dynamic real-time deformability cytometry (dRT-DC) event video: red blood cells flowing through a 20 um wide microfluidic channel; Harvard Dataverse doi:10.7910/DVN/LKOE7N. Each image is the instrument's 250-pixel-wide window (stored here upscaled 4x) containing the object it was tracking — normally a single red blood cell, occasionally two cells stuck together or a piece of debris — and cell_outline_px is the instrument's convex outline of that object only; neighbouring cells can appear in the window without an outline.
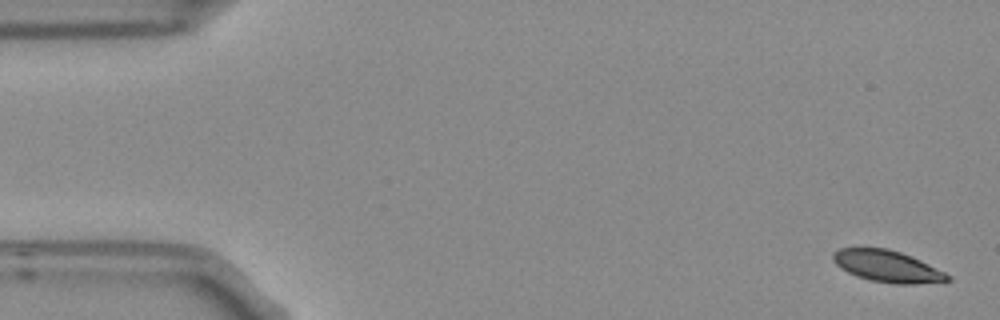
{"species": "Egyptian fruit bat (a non-hibernating species)", "species_latin": "Rousettus aegyptiacus", "temperature_condition": "room temperature", "stored_images_in_passage": 5, "camera_frame_rate_fps": 3000, "um_per_image_px": 0.085, "frame": {"image": 1, "passage_image": 1, "time_ms": 0.0, "image_size_px": [1000, 320], "cell_outline_px": [[952, 280], [916, 284], [892, 284], [872, 280], [856, 276], [840, 268], [832, 260], [832, 252], [840, 248], [888, 248], [912, 256], [952, 276]], "centroid_in_image_um": [75.41, 22.63], "position_along_channel_um": 9.6, "area_um2": 21.15}}
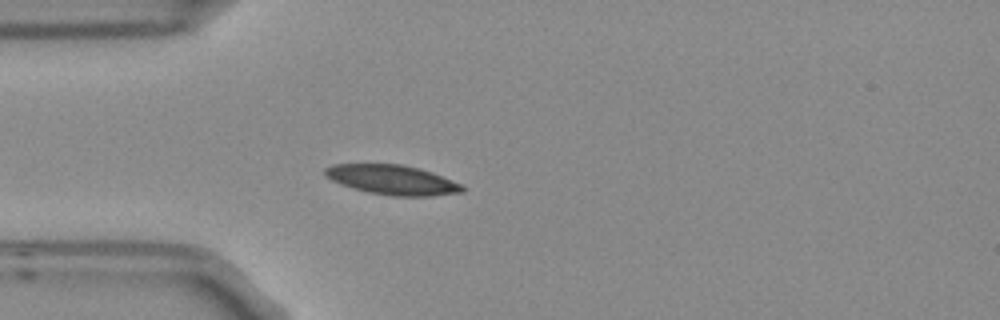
{"frame": {"image": 2, "passage_image": 5, "time_ms": 1.333, "image_size_px": [1000, 320], "cell_outline_px": [[464, 192], [432, 196], [392, 196], [368, 192], [352, 188], [340, 184], [324, 176], [324, 168], [332, 164], [400, 164], [420, 168], [432, 172], [460, 184], [464, 188]], "centroid_in_image_um": [33.31, 15.28], "position_along_channel_um": 51.7, "area_um2": 23.76}}